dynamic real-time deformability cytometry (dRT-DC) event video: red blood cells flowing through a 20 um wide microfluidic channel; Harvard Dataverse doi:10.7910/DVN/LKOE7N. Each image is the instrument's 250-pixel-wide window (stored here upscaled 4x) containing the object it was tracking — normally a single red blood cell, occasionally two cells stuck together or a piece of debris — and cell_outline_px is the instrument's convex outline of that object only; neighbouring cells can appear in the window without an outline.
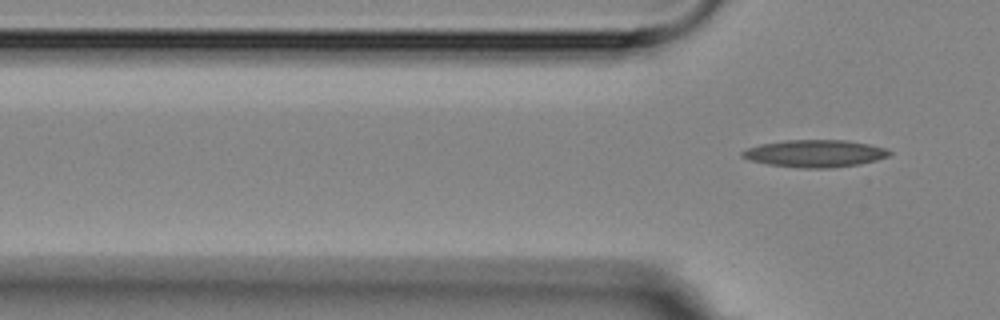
{"species": "Egyptian fruit bat (a non-hibernating species)", "species_latin": "Rousettus aegyptiacus", "temperature_condition": "room temperature", "stored_images_in_passage": 7, "segment_of_instrument_passage": [2, 2], "camera_frame_rate_fps": 3000, "um_per_image_px": 0.085, "animal": {"sex": "female"}, "frame": {"image": 1, "passage_image": 7, "time_ms": 7.0, "image_size_px": [1000, 320], "cell_outline_px": [[892, 152], [888, 156], [876, 160], [860, 164], [836, 168], [796, 168], [768, 164], [748, 160], [740, 156], [740, 152], [748, 148], [760, 144], [784, 140], [844, 140], [868, 144], [884, 148]], "centroid_in_image_um": [69.23, 13.05], "position_along_channel_um": 56.6, "area_um2": 23.52}}